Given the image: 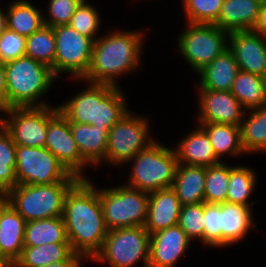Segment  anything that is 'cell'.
Returning <instances> with one entry per match:
<instances>
[{
    "instance_id": "34",
    "label": "cell",
    "mask_w": 266,
    "mask_h": 267,
    "mask_svg": "<svg viewBox=\"0 0 266 267\" xmlns=\"http://www.w3.org/2000/svg\"><path fill=\"white\" fill-rule=\"evenodd\" d=\"M16 145L0 124V192L7 193L17 185Z\"/></svg>"
},
{
    "instance_id": "45",
    "label": "cell",
    "mask_w": 266,
    "mask_h": 267,
    "mask_svg": "<svg viewBox=\"0 0 266 267\" xmlns=\"http://www.w3.org/2000/svg\"><path fill=\"white\" fill-rule=\"evenodd\" d=\"M6 12L4 8H0V35L6 30Z\"/></svg>"
},
{
    "instance_id": "4",
    "label": "cell",
    "mask_w": 266,
    "mask_h": 267,
    "mask_svg": "<svg viewBox=\"0 0 266 267\" xmlns=\"http://www.w3.org/2000/svg\"><path fill=\"white\" fill-rule=\"evenodd\" d=\"M5 71L7 108L50 105L42 101L58 80L50 67L22 56L6 62Z\"/></svg>"
},
{
    "instance_id": "41",
    "label": "cell",
    "mask_w": 266,
    "mask_h": 267,
    "mask_svg": "<svg viewBox=\"0 0 266 267\" xmlns=\"http://www.w3.org/2000/svg\"><path fill=\"white\" fill-rule=\"evenodd\" d=\"M26 38L6 28L0 35V61L6 63L25 56Z\"/></svg>"
},
{
    "instance_id": "44",
    "label": "cell",
    "mask_w": 266,
    "mask_h": 267,
    "mask_svg": "<svg viewBox=\"0 0 266 267\" xmlns=\"http://www.w3.org/2000/svg\"><path fill=\"white\" fill-rule=\"evenodd\" d=\"M85 262L88 263L86 260H62L48 264L45 267H86L84 266Z\"/></svg>"
},
{
    "instance_id": "3",
    "label": "cell",
    "mask_w": 266,
    "mask_h": 267,
    "mask_svg": "<svg viewBox=\"0 0 266 267\" xmlns=\"http://www.w3.org/2000/svg\"><path fill=\"white\" fill-rule=\"evenodd\" d=\"M86 83V88L58 105V110L69 122L105 126L110 129L126 114L127 96L121 87L108 84H94L75 79V82Z\"/></svg>"
},
{
    "instance_id": "26",
    "label": "cell",
    "mask_w": 266,
    "mask_h": 267,
    "mask_svg": "<svg viewBox=\"0 0 266 267\" xmlns=\"http://www.w3.org/2000/svg\"><path fill=\"white\" fill-rule=\"evenodd\" d=\"M62 260H85L75 254L70 243H50L40 246H24L20 258L13 267H45Z\"/></svg>"
},
{
    "instance_id": "30",
    "label": "cell",
    "mask_w": 266,
    "mask_h": 267,
    "mask_svg": "<svg viewBox=\"0 0 266 267\" xmlns=\"http://www.w3.org/2000/svg\"><path fill=\"white\" fill-rule=\"evenodd\" d=\"M50 243H70L62 216L26 223L24 246H40Z\"/></svg>"
},
{
    "instance_id": "12",
    "label": "cell",
    "mask_w": 266,
    "mask_h": 267,
    "mask_svg": "<svg viewBox=\"0 0 266 267\" xmlns=\"http://www.w3.org/2000/svg\"><path fill=\"white\" fill-rule=\"evenodd\" d=\"M56 39L54 75L67 74L75 79H82L90 68L94 41L77 32L69 25L53 27Z\"/></svg>"
},
{
    "instance_id": "29",
    "label": "cell",
    "mask_w": 266,
    "mask_h": 267,
    "mask_svg": "<svg viewBox=\"0 0 266 267\" xmlns=\"http://www.w3.org/2000/svg\"><path fill=\"white\" fill-rule=\"evenodd\" d=\"M246 112L240 124L242 147L247 155L255 152H264L263 154H265L266 106L246 110Z\"/></svg>"
},
{
    "instance_id": "39",
    "label": "cell",
    "mask_w": 266,
    "mask_h": 267,
    "mask_svg": "<svg viewBox=\"0 0 266 267\" xmlns=\"http://www.w3.org/2000/svg\"><path fill=\"white\" fill-rule=\"evenodd\" d=\"M82 1L83 0H49L48 6L46 7L47 11L43 12L44 25L52 28L59 25H68L72 15Z\"/></svg>"
},
{
    "instance_id": "36",
    "label": "cell",
    "mask_w": 266,
    "mask_h": 267,
    "mask_svg": "<svg viewBox=\"0 0 266 267\" xmlns=\"http://www.w3.org/2000/svg\"><path fill=\"white\" fill-rule=\"evenodd\" d=\"M185 23L214 24L224 0H181Z\"/></svg>"
},
{
    "instance_id": "28",
    "label": "cell",
    "mask_w": 266,
    "mask_h": 267,
    "mask_svg": "<svg viewBox=\"0 0 266 267\" xmlns=\"http://www.w3.org/2000/svg\"><path fill=\"white\" fill-rule=\"evenodd\" d=\"M6 7L7 29L24 38L31 36L44 25L43 11L29 0H12Z\"/></svg>"
},
{
    "instance_id": "16",
    "label": "cell",
    "mask_w": 266,
    "mask_h": 267,
    "mask_svg": "<svg viewBox=\"0 0 266 267\" xmlns=\"http://www.w3.org/2000/svg\"><path fill=\"white\" fill-rule=\"evenodd\" d=\"M228 49L239 70L261 77L266 75V37L254 30L229 32Z\"/></svg>"
},
{
    "instance_id": "14",
    "label": "cell",
    "mask_w": 266,
    "mask_h": 267,
    "mask_svg": "<svg viewBox=\"0 0 266 267\" xmlns=\"http://www.w3.org/2000/svg\"><path fill=\"white\" fill-rule=\"evenodd\" d=\"M45 148L71 174L80 179H88L85 170L90 165L81 157L70 129V123L59 110L48 120Z\"/></svg>"
},
{
    "instance_id": "15",
    "label": "cell",
    "mask_w": 266,
    "mask_h": 267,
    "mask_svg": "<svg viewBox=\"0 0 266 267\" xmlns=\"http://www.w3.org/2000/svg\"><path fill=\"white\" fill-rule=\"evenodd\" d=\"M197 124L223 123L240 126L246 109L240 104L231 91L196 89Z\"/></svg>"
},
{
    "instance_id": "43",
    "label": "cell",
    "mask_w": 266,
    "mask_h": 267,
    "mask_svg": "<svg viewBox=\"0 0 266 267\" xmlns=\"http://www.w3.org/2000/svg\"><path fill=\"white\" fill-rule=\"evenodd\" d=\"M253 30L261 34L263 37H266V0L263 1L258 22Z\"/></svg>"
},
{
    "instance_id": "27",
    "label": "cell",
    "mask_w": 266,
    "mask_h": 267,
    "mask_svg": "<svg viewBox=\"0 0 266 267\" xmlns=\"http://www.w3.org/2000/svg\"><path fill=\"white\" fill-rule=\"evenodd\" d=\"M208 135L217 158L224 162V158L246 156L241 144L240 126L227 125L223 123L198 124Z\"/></svg>"
},
{
    "instance_id": "35",
    "label": "cell",
    "mask_w": 266,
    "mask_h": 267,
    "mask_svg": "<svg viewBox=\"0 0 266 267\" xmlns=\"http://www.w3.org/2000/svg\"><path fill=\"white\" fill-rule=\"evenodd\" d=\"M230 177V164L221 162L206 167L204 201L209 204L226 202L228 183Z\"/></svg>"
},
{
    "instance_id": "33",
    "label": "cell",
    "mask_w": 266,
    "mask_h": 267,
    "mask_svg": "<svg viewBox=\"0 0 266 267\" xmlns=\"http://www.w3.org/2000/svg\"><path fill=\"white\" fill-rule=\"evenodd\" d=\"M55 53L56 39L52 27L43 25L26 38L25 56L50 67L53 73Z\"/></svg>"
},
{
    "instance_id": "22",
    "label": "cell",
    "mask_w": 266,
    "mask_h": 267,
    "mask_svg": "<svg viewBox=\"0 0 266 267\" xmlns=\"http://www.w3.org/2000/svg\"><path fill=\"white\" fill-rule=\"evenodd\" d=\"M81 157L93 168L105 160L109 129L105 126L69 122Z\"/></svg>"
},
{
    "instance_id": "2",
    "label": "cell",
    "mask_w": 266,
    "mask_h": 267,
    "mask_svg": "<svg viewBox=\"0 0 266 267\" xmlns=\"http://www.w3.org/2000/svg\"><path fill=\"white\" fill-rule=\"evenodd\" d=\"M111 31L94 41L90 68L82 81L119 87L122 76L137 72L142 65L147 34L136 29Z\"/></svg>"
},
{
    "instance_id": "25",
    "label": "cell",
    "mask_w": 266,
    "mask_h": 267,
    "mask_svg": "<svg viewBox=\"0 0 266 267\" xmlns=\"http://www.w3.org/2000/svg\"><path fill=\"white\" fill-rule=\"evenodd\" d=\"M205 178L206 167L178 163L172 188L182 205L205 202Z\"/></svg>"
},
{
    "instance_id": "7",
    "label": "cell",
    "mask_w": 266,
    "mask_h": 267,
    "mask_svg": "<svg viewBox=\"0 0 266 267\" xmlns=\"http://www.w3.org/2000/svg\"><path fill=\"white\" fill-rule=\"evenodd\" d=\"M148 116L136 115L129 110L108 132V145L103 163L121 168L141 150L146 149L156 138L150 133Z\"/></svg>"
},
{
    "instance_id": "9",
    "label": "cell",
    "mask_w": 266,
    "mask_h": 267,
    "mask_svg": "<svg viewBox=\"0 0 266 267\" xmlns=\"http://www.w3.org/2000/svg\"><path fill=\"white\" fill-rule=\"evenodd\" d=\"M150 234L144 226L113 229L107 232L101 251L93 263L110 267H148Z\"/></svg>"
},
{
    "instance_id": "18",
    "label": "cell",
    "mask_w": 266,
    "mask_h": 267,
    "mask_svg": "<svg viewBox=\"0 0 266 267\" xmlns=\"http://www.w3.org/2000/svg\"><path fill=\"white\" fill-rule=\"evenodd\" d=\"M181 209L182 204L172 187L148 193V210L144 228L151 235L178 225Z\"/></svg>"
},
{
    "instance_id": "37",
    "label": "cell",
    "mask_w": 266,
    "mask_h": 267,
    "mask_svg": "<svg viewBox=\"0 0 266 267\" xmlns=\"http://www.w3.org/2000/svg\"><path fill=\"white\" fill-rule=\"evenodd\" d=\"M98 8L83 0L72 15L69 26L82 35H85L95 41L100 34L101 17Z\"/></svg>"
},
{
    "instance_id": "10",
    "label": "cell",
    "mask_w": 266,
    "mask_h": 267,
    "mask_svg": "<svg viewBox=\"0 0 266 267\" xmlns=\"http://www.w3.org/2000/svg\"><path fill=\"white\" fill-rule=\"evenodd\" d=\"M181 31L178 50L195 74L228 49L229 33L215 24L186 23Z\"/></svg>"
},
{
    "instance_id": "46",
    "label": "cell",
    "mask_w": 266,
    "mask_h": 267,
    "mask_svg": "<svg viewBox=\"0 0 266 267\" xmlns=\"http://www.w3.org/2000/svg\"><path fill=\"white\" fill-rule=\"evenodd\" d=\"M0 267H13V265L0 254Z\"/></svg>"
},
{
    "instance_id": "19",
    "label": "cell",
    "mask_w": 266,
    "mask_h": 267,
    "mask_svg": "<svg viewBox=\"0 0 266 267\" xmlns=\"http://www.w3.org/2000/svg\"><path fill=\"white\" fill-rule=\"evenodd\" d=\"M253 208L224 202L220 204L221 248L243 241L252 229L257 231Z\"/></svg>"
},
{
    "instance_id": "17",
    "label": "cell",
    "mask_w": 266,
    "mask_h": 267,
    "mask_svg": "<svg viewBox=\"0 0 266 267\" xmlns=\"http://www.w3.org/2000/svg\"><path fill=\"white\" fill-rule=\"evenodd\" d=\"M191 243L179 225L151 234L148 267H176Z\"/></svg>"
},
{
    "instance_id": "24",
    "label": "cell",
    "mask_w": 266,
    "mask_h": 267,
    "mask_svg": "<svg viewBox=\"0 0 266 267\" xmlns=\"http://www.w3.org/2000/svg\"><path fill=\"white\" fill-rule=\"evenodd\" d=\"M239 72V66L233 53L227 49L197 75L198 89L231 91L233 82Z\"/></svg>"
},
{
    "instance_id": "38",
    "label": "cell",
    "mask_w": 266,
    "mask_h": 267,
    "mask_svg": "<svg viewBox=\"0 0 266 267\" xmlns=\"http://www.w3.org/2000/svg\"><path fill=\"white\" fill-rule=\"evenodd\" d=\"M178 225L191 241L197 239L204 246V202L182 205Z\"/></svg>"
},
{
    "instance_id": "8",
    "label": "cell",
    "mask_w": 266,
    "mask_h": 267,
    "mask_svg": "<svg viewBox=\"0 0 266 267\" xmlns=\"http://www.w3.org/2000/svg\"><path fill=\"white\" fill-rule=\"evenodd\" d=\"M103 217L108 231L144 226L148 210V193L123 185L98 189Z\"/></svg>"
},
{
    "instance_id": "5",
    "label": "cell",
    "mask_w": 266,
    "mask_h": 267,
    "mask_svg": "<svg viewBox=\"0 0 266 267\" xmlns=\"http://www.w3.org/2000/svg\"><path fill=\"white\" fill-rule=\"evenodd\" d=\"M156 140L146 149L138 152L129 162V178L126 186L147 193L173 187L178 165L173 147H167Z\"/></svg>"
},
{
    "instance_id": "21",
    "label": "cell",
    "mask_w": 266,
    "mask_h": 267,
    "mask_svg": "<svg viewBox=\"0 0 266 267\" xmlns=\"http://www.w3.org/2000/svg\"><path fill=\"white\" fill-rule=\"evenodd\" d=\"M26 223L8 202L0 208V254L12 265L21 256Z\"/></svg>"
},
{
    "instance_id": "23",
    "label": "cell",
    "mask_w": 266,
    "mask_h": 267,
    "mask_svg": "<svg viewBox=\"0 0 266 267\" xmlns=\"http://www.w3.org/2000/svg\"><path fill=\"white\" fill-rule=\"evenodd\" d=\"M264 0H224L218 20L214 23L229 32L253 30Z\"/></svg>"
},
{
    "instance_id": "42",
    "label": "cell",
    "mask_w": 266,
    "mask_h": 267,
    "mask_svg": "<svg viewBox=\"0 0 266 267\" xmlns=\"http://www.w3.org/2000/svg\"><path fill=\"white\" fill-rule=\"evenodd\" d=\"M7 109V86L5 63L0 61V112Z\"/></svg>"
},
{
    "instance_id": "13",
    "label": "cell",
    "mask_w": 266,
    "mask_h": 267,
    "mask_svg": "<svg viewBox=\"0 0 266 267\" xmlns=\"http://www.w3.org/2000/svg\"><path fill=\"white\" fill-rule=\"evenodd\" d=\"M58 106L11 107L1 112V125L16 146L45 147L48 120ZM5 116V117H4Z\"/></svg>"
},
{
    "instance_id": "1",
    "label": "cell",
    "mask_w": 266,
    "mask_h": 267,
    "mask_svg": "<svg viewBox=\"0 0 266 267\" xmlns=\"http://www.w3.org/2000/svg\"><path fill=\"white\" fill-rule=\"evenodd\" d=\"M63 220L75 254L87 262L101 251L107 235L98 187L92 179H80L67 193Z\"/></svg>"
},
{
    "instance_id": "31",
    "label": "cell",
    "mask_w": 266,
    "mask_h": 267,
    "mask_svg": "<svg viewBox=\"0 0 266 267\" xmlns=\"http://www.w3.org/2000/svg\"><path fill=\"white\" fill-rule=\"evenodd\" d=\"M231 93L246 110L266 106V86L261 76L239 70Z\"/></svg>"
},
{
    "instance_id": "6",
    "label": "cell",
    "mask_w": 266,
    "mask_h": 267,
    "mask_svg": "<svg viewBox=\"0 0 266 267\" xmlns=\"http://www.w3.org/2000/svg\"><path fill=\"white\" fill-rule=\"evenodd\" d=\"M77 182L17 184L6 193V199L26 222L63 216L66 195Z\"/></svg>"
},
{
    "instance_id": "47",
    "label": "cell",
    "mask_w": 266,
    "mask_h": 267,
    "mask_svg": "<svg viewBox=\"0 0 266 267\" xmlns=\"http://www.w3.org/2000/svg\"><path fill=\"white\" fill-rule=\"evenodd\" d=\"M7 202L6 193L0 192V208Z\"/></svg>"
},
{
    "instance_id": "32",
    "label": "cell",
    "mask_w": 266,
    "mask_h": 267,
    "mask_svg": "<svg viewBox=\"0 0 266 267\" xmlns=\"http://www.w3.org/2000/svg\"><path fill=\"white\" fill-rule=\"evenodd\" d=\"M256 174L255 169L249 166L230 164L226 202L241 204L252 208L256 201L249 202V198H252V194L256 189L258 179Z\"/></svg>"
},
{
    "instance_id": "40",
    "label": "cell",
    "mask_w": 266,
    "mask_h": 267,
    "mask_svg": "<svg viewBox=\"0 0 266 267\" xmlns=\"http://www.w3.org/2000/svg\"><path fill=\"white\" fill-rule=\"evenodd\" d=\"M204 246L221 248L220 204L204 202Z\"/></svg>"
},
{
    "instance_id": "20",
    "label": "cell",
    "mask_w": 266,
    "mask_h": 267,
    "mask_svg": "<svg viewBox=\"0 0 266 267\" xmlns=\"http://www.w3.org/2000/svg\"><path fill=\"white\" fill-rule=\"evenodd\" d=\"M174 145L179 164L191 166H214L221 161L214 153L213 146L206 132L198 125Z\"/></svg>"
},
{
    "instance_id": "11",
    "label": "cell",
    "mask_w": 266,
    "mask_h": 267,
    "mask_svg": "<svg viewBox=\"0 0 266 267\" xmlns=\"http://www.w3.org/2000/svg\"><path fill=\"white\" fill-rule=\"evenodd\" d=\"M17 184H51L61 181H79L45 147L16 146Z\"/></svg>"
}]
</instances>
